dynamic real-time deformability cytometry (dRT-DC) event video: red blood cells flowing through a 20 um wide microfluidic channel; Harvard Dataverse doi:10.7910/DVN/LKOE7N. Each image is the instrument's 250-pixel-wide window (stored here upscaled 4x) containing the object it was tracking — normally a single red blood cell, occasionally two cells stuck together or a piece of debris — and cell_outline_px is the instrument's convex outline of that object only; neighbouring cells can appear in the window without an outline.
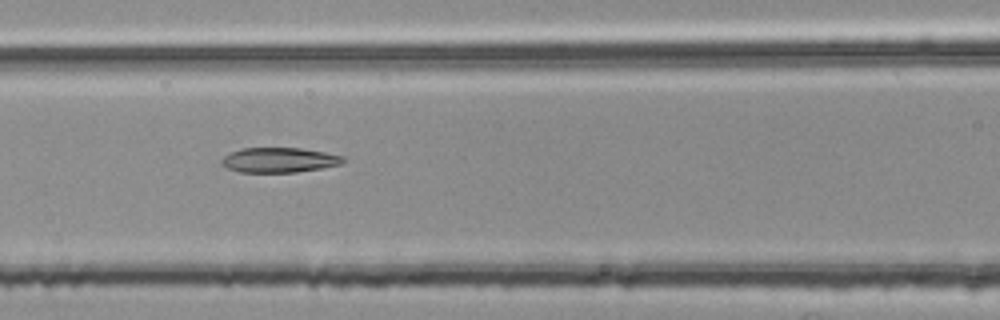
{"species": "common noctule bat (a hibernating species)", "species_latin": "Nyctalus noctula", "temperature_condition": "room temperature", "stored_images_in_passage": 21, "camera_frame_rate_fps": 3000, "um_per_image_px": 0.085, "animal": {"sex": "female", "body_mass_g": 25.1}, "frame": {"image": 1, "passage_image": 7, "time_ms": 2.0, "image_size_px": [1000, 320], "cell_outline_px": [[344, 160], [340, 164], [320, 168], [296, 172], [240, 172], [228, 168], [220, 164], [220, 160], [224, 156], [240, 148], [300, 148], [324, 152], [344, 156]], "centroid_in_image_um": [23.69, 13.6], "position_along_channel_um": 142.9, "area_um2": 17.51}}
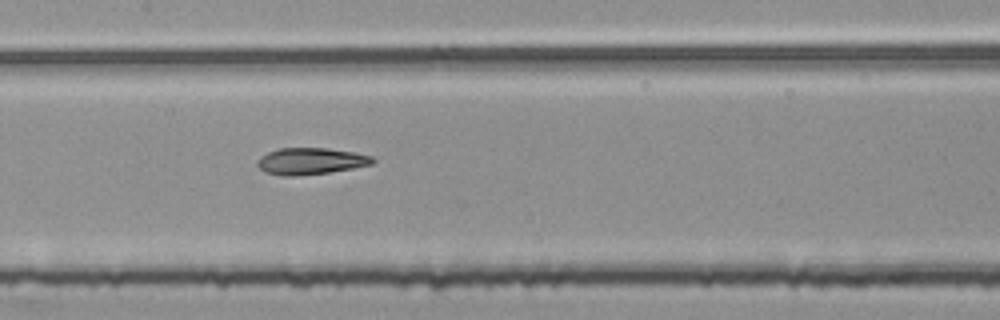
{"frame": {"image": 2, "passage_image": 10, "time_ms": 3.0, "image_size_px": [1000, 320], "cell_outline_px": [[376, 160], [372, 164], [352, 168], [328, 172], [296, 176], [284, 176], [264, 172], [256, 164], [256, 160], [260, 156], [268, 152], [280, 148], [328, 148], [352, 152], [372, 156]], "centroid_in_image_um": [26.37, 13.69], "position_along_channel_um": 181.0, "area_um2": 17.86}}